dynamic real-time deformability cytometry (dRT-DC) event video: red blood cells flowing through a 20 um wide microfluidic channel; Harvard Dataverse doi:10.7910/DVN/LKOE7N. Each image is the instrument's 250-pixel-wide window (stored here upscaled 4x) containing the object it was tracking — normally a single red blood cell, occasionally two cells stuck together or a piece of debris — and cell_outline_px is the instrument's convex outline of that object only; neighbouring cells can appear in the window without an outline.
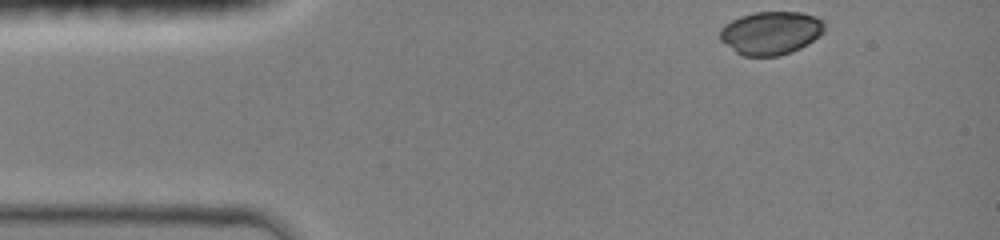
{"species": "common noctule bat (a hibernating species)", "species_latin": "Nyctalus noctula", "temperature_condition": "room temperature", "stored_images_in_passage": 4, "segment_of_instrument_passage": [1, 2], "camera_frame_rate_fps": 3000, "um_per_image_px": 0.085, "animal": {"sex": "female", "body_mass_g": 19.0, "forearm_length_mm": 51.5}, "frame": {"image": 1, "passage_image": 1, "time_ms": 0.0, "image_size_px": [1000, 240], "cell_outline_px": [[824, 32], [808, 44], [792, 52], [780, 56], [744, 56], [736, 52], [720, 40], [720, 28], [732, 20], [740, 16], [756, 12], [800, 12], [816, 16], [824, 24]], "centroid_in_image_um": [65.52, 2.8], "position_along_channel_um": 19.5, "area_um2": 26.3}}
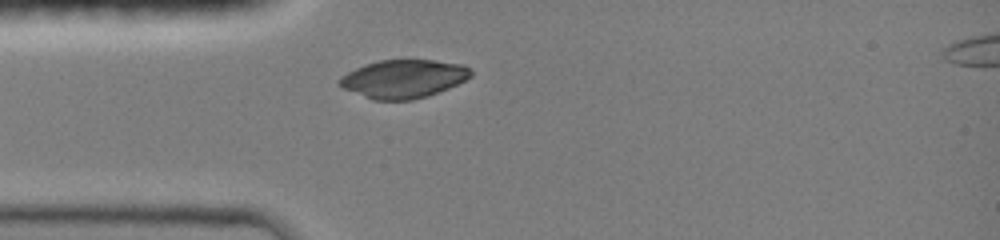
{"frame": {"image": 2, "passage_image": 3, "time_ms": 2.333, "image_size_px": [1000, 240], "cell_outline_px": [[472, 76], [448, 88], [428, 96], [412, 100], [372, 100], [344, 88], [336, 84], [336, 80], [340, 76], [364, 64], [380, 60], [436, 60], [464, 64], [472, 68]], "centroid_in_image_um": [34.29, 6.69], "position_along_channel_um": 50.7, "area_um2": 29.54}}